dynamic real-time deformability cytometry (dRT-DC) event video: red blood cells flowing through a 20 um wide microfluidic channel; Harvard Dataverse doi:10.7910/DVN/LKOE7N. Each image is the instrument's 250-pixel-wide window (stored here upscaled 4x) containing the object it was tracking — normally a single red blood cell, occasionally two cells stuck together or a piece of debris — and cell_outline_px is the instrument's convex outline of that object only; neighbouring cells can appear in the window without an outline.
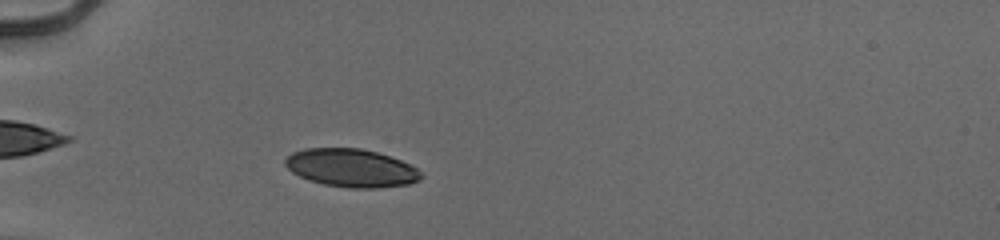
{"species": "human", "species_latin": "Homo sapiens", "temperature_condition": "cold", "stored_images_in_passage": 48, "camera_frame_rate_fps": 3000, "um_per_image_px": 0.085, "donor": {"sex": "male"}, "frame": {"image": 1, "passage_image": 12, "time_ms": 3.667, "image_size_px": [1000, 240], "cell_outline_px": [[424, 176], [420, 180], [408, 184], [376, 188], [348, 188], [324, 184], [308, 180], [292, 172], [284, 164], [284, 160], [292, 152], [304, 148], [360, 148], [376, 152], [412, 164], [424, 172]], "centroid_in_image_um": [29.89, 14.28], "position_along_channel_um": 55.1, "area_um2": 30.4}}
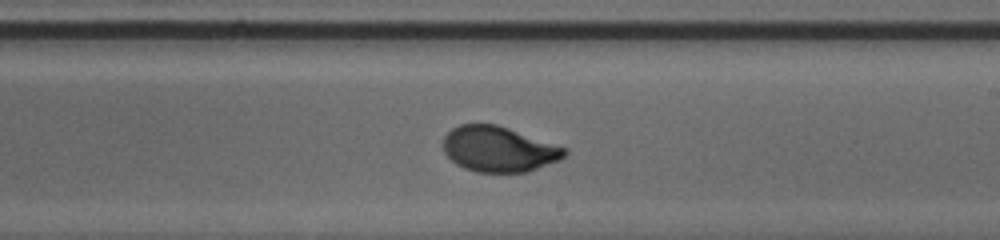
{"frame": {"image": 2, "passage_image": 28, "time_ms": 9.0, "image_size_px": [1000, 240], "cell_outline_px": [[568, 152], [560, 160], [528, 172], [476, 172], [464, 168], [456, 164], [444, 152], [444, 136], [452, 128], [460, 124], [496, 124], [568, 148]], "centroid_in_image_um": [42.41, 12.68], "position_along_channel_um": 246.6, "area_um2": 32.14}}
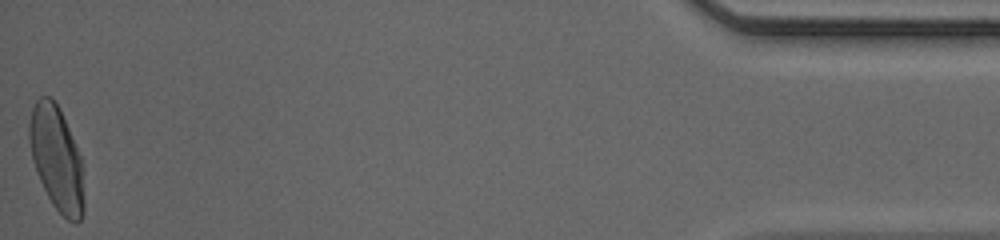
{"frame": {"image": 3, "passage_image": 48, "time_ms": 15.667, "image_size_px": [1000, 240], "cell_outline_px": [[84, 212], [80, 220], [76, 224], [68, 220], [52, 204], [36, 172], [32, 160], [28, 136], [28, 124], [32, 108], [36, 100], [40, 96], [48, 96], [56, 104], [68, 128], [84, 164]], "centroid_in_image_um": [4.82, 13.52], "position_along_channel_um": 430.4, "area_um2": 33.35}, "authors_computed_cell_mechanics": {"area_um2": 32.079, "velocity_mm_per_s": 3.9628, "shape_relaxation_time_tau1_ms": 3.0352, "shape_relaxation_time_tau2_ms": null, "deformation_change_tau1": 0.1692, "deformation_change_tau2": null}}